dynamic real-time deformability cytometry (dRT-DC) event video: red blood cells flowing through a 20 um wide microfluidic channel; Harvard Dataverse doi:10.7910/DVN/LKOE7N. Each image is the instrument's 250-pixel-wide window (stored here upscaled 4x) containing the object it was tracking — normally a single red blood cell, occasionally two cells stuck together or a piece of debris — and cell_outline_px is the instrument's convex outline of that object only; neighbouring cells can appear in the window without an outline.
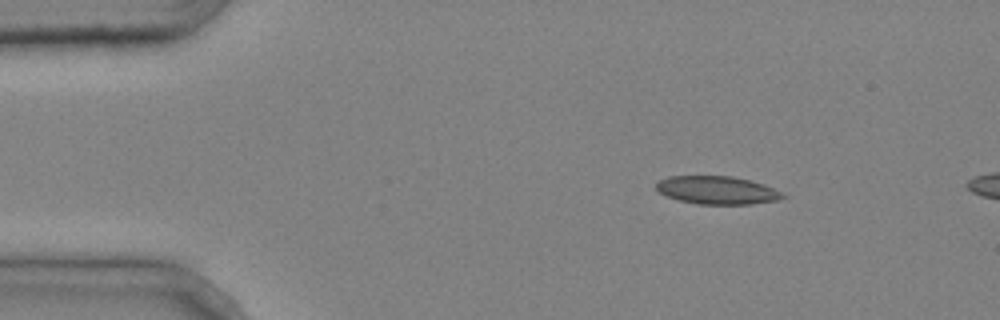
{"species": "common noctule bat (a hibernating species)", "species_latin": "Nyctalus noctula", "temperature_condition": "cold", "stored_images_in_passage": 2, "camera_frame_rate_fps": 3000, "um_per_image_px": 0.085, "animal": {"sex": "male", "body_mass_g": 20.4}, "frame": {"image": 1, "passage_image": 1, "time_ms": 0.0, "image_size_px": [1000, 320], "cell_outline_px": [[788, 196], [776, 200], [752, 204], [696, 204], [680, 200], [668, 196], [660, 192], [656, 188], [656, 184], [660, 180], [668, 176], [732, 176], [764, 184]], "centroid_in_image_um": [60.95, 16.16], "position_along_channel_um": 24.0, "area_um2": 20.46}}